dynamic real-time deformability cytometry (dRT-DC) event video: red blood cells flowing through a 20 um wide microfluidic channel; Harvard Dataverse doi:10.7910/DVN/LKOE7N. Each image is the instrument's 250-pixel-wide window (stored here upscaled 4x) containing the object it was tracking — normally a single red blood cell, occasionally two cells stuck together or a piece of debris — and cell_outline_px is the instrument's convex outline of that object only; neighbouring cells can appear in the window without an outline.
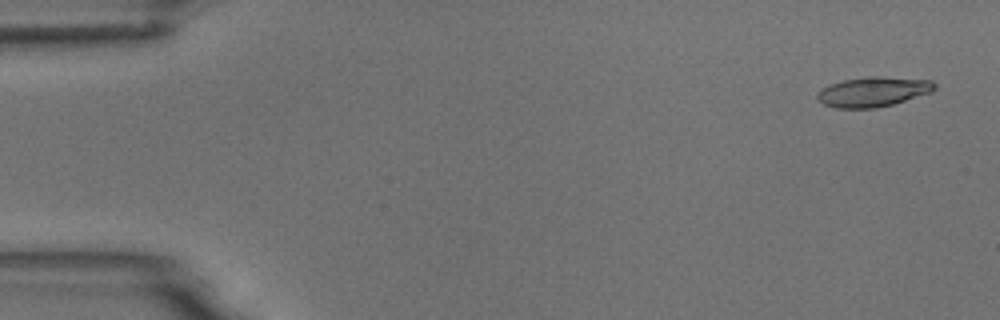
{"species": "common noctule bat (a hibernating species)", "species_latin": "Nyctalus noctula", "temperature_condition": "room temperature", "stored_images_in_passage": 5, "camera_frame_rate_fps": 3000, "um_per_image_px": 0.085, "animal": {"sex": "male", "body_mass_g": 18.8}, "frame": {"image": 1, "passage_image": 1, "time_ms": 0.0, "image_size_px": [1000, 320], "cell_outline_px": [[936, 88], [932, 92], [892, 104], [876, 108], [836, 108], [824, 104], [816, 100], [816, 92], [828, 84], [844, 80], [868, 76], [876, 76], [932, 80], [936, 84]], "centroid_in_image_um": [74.18, 7.8], "position_along_channel_um": 10.8, "area_um2": 20.52}}
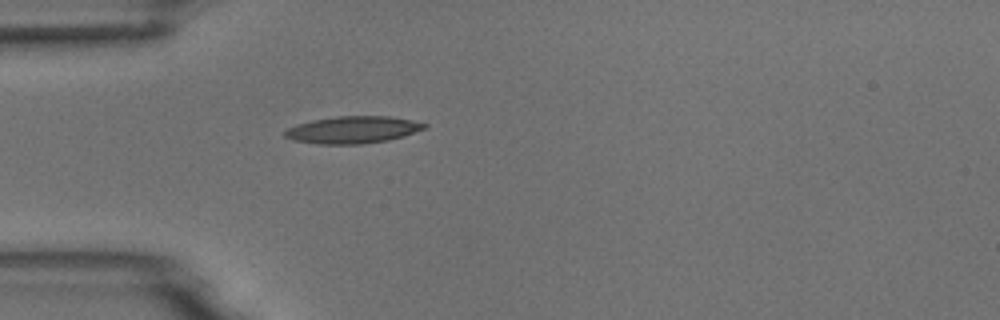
{"frame": {"image": 2, "passage_image": 5, "time_ms": 4.333, "image_size_px": [1000, 320], "cell_outline_px": [[428, 128], [404, 136], [388, 140], [360, 144], [320, 144], [292, 140], [284, 136], [284, 132], [288, 128], [296, 124], [312, 120], [336, 116], [388, 116], [412, 120], [428, 124]], "centroid_in_image_um": [30.01, 11.03], "position_along_channel_um": 55.0, "area_um2": 22.14}}